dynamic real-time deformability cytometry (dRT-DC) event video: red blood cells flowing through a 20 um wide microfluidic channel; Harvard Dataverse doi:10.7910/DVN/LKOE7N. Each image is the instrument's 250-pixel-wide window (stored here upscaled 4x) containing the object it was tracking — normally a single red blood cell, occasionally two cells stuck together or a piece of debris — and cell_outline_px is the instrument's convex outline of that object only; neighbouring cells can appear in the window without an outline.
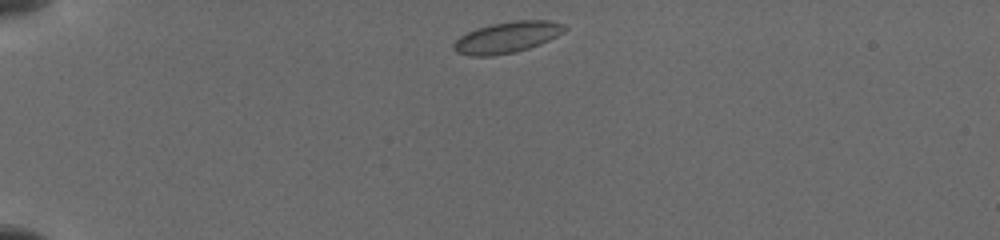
{"species": "common noctule bat (a hibernating species)", "species_latin": "Nyctalus noctula", "temperature_condition": "cold", "stored_images_in_passage": 61, "camera_frame_rate_fps": 3000, "um_per_image_px": 0.085, "animal": {"sex": "female", "body_mass_g": 19.5, "forearm_length_mm": 54.1}, "frame": {"image": 1, "passage_image": 1, "time_ms": 0.0, "image_size_px": [1000, 240], "cell_outline_px": [[568, 28], [564, 32], [540, 44], [516, 52], [492, 56], [468, 56], [456, 52], [452, 48], [452, 44], [460, 36], [476, 28], [492, 24], [516, 20], [548, 20], [564, 24]], "centroid_in_image_um": [43.09, 3.18], "position_along_channel_um": 41.9, "area_um2": 20.23}}
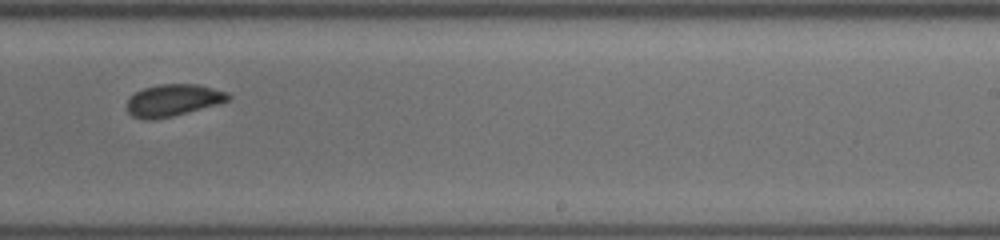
{"frame": {"image": 2, "passage_image": 34, "time_ms": 7.333, "image_size_px": [1000, 240], "cell_outline_px": [[232, 96], [228, 100], [216, 104], [172, 116], [152, 120], [144, 120], [132, 116], [128, 112], [128, 96], [144, 88], [160, 84], [200, 84], [228, 92]], "centroid_in_image_um": [14.7, 8.51], "position_along_channel_um": 274.3, "area_um2": 18.79}}
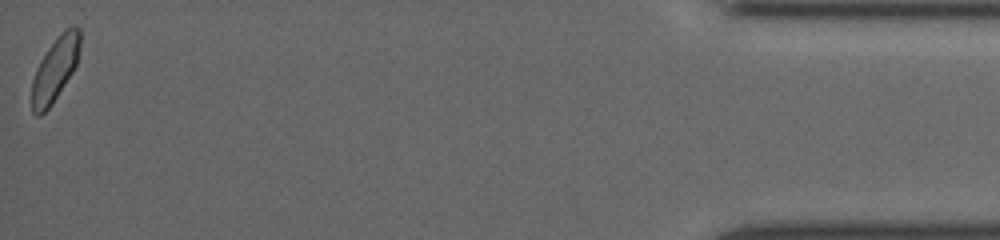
{"frame": {"image": 3, "passage_image": 61, "time_ms": 13.333, "image_size_px": [1000, 240], "cell_outline_px": [[80, 48], [76, 64], [72, 72], [52, 104], [40, 116], [36, 116], [32, 112], [32, 80], [36, 68], [40, 60], [48, 48], [64, 28], [72, 24], [76, 24], [80, 28]], "centroid_in_image_um": [4.69, 5.84], "position_along_channel_um": 430.5, "area_um2": 18.03}}